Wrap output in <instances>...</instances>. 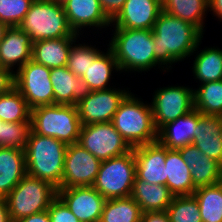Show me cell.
<instances>
[{"label":"cell","instance_id":"6da1fadb","mask_svg":"<svg viewBox=\"0 0 222 222\" xmlns=\"http://www.w3.org/2000/svg\"><path fill=\"white\" fill-rule=\"evenodd\" d=\"M152 31L155 60L160 66L172 65L192 55L199 48L203 37L197 27L163 10Z\"/></svg>","mask_w":222,"mask_h":222},{"label":"cell","instance_id":"7a4b0ae2","mask_svg":"<svg viewBox=\"0 0 222 222\" xmlns=\"http://www.w3.org/2000/svg\"><path fill=\"white\" fill-rule=\"evenodd\" d=\"M67 146L53 137L31 130L25 148L27 174L60 188Z\"/></svg>","mask_w":222,"mask_h":222},{"label":"cell","instance_id":"3957f363","mask_svg":"<svg viewBox=\"0 0 222 222\" xmlns=\"http://www.w3.org/2000/svg\"><path fill=\"white\" fill-rule=\"evenodd\" d=\"M109 48L120 71H147L159 63L155 60L153 31L115 28Z\"/></svg>","mask_w":222,"mask_h":222},{"label":"cell","instance_id":"277c9868","mask_svg":"<svg viewBox=\"0 0 222 222\" xmlns=\"http://www.w3.org/2000/svg\"><path fill=\"white\" fill-rule=\"evenodd\" d=\"M111 122L132 148L158 140L151 105L131 93L121 102Z\"/></svg>","mask_w":222,"mask_h":222},{"label":"cell","instance_id":"5b68a950","mask_svg":"<svg viewBox=\"0 0 222 222\" xmlns=\"http://www.w3.org/2000/svg\"><path fill=\"white\" fill-rule=\"evenodd\" d=\"M32 43L62 37H78L69 26L63 6L52 0H34L18 26Z\"/></svg>","mask_w":222,"mask_h":222},{"label":"cell","instance_id":"8992f818","mask_svg":"<svg viewBox=\"0 0 222 222\" xmlns=\"http://www.w3.org/2000/svg\"><path fill=\"white\" fill-rule=\"evenodd\" d=\"M31 130L67 145L78 142L81 121L76 105H46L31 110Z\"/></svg>","mask_w":222,"mask_h":222},{"label":"cell","instance_id":"52a82bcc","mask_svg":"<svg viewBox=\"0 0 222 222\" xmlns=\"http://www.w3.org/2000/svg\"><path fill=\"white\" fill-rule=\"evenodd\" d=\"M57 190L48 181L26 174L5 197L12 222L47 210L57 197Z\"/></svg>","mask_w":222,"mask_h":222},{"label":"cell","instance_id":"ba28073f","mask_svg":"<svg viewBox=\"0 0 222 222\" xmlns=\"http://www.w3.org/2000/svg\"><path fill=\"white\" fill-rule=\"evenodd\" d=\"M136 176L133 149L118 157L101 161L93 187L106 199L129 197Z\"/></svg>","mask_w":222,"mask_h":222},{"label":"cell","instance_id":"9c48e42d","mask_svg":"<svg viewBox=\"0 0 222 222\" xmlns=\"http://www.w3.org/2000/svg\"><path fill=\"white\" fill-rule=\"evenodd\" d=\"M51 69L29 60L14 71V87L27 101L29 108L54 104V90L50 80Z\"/></svg>","mask_w":222,"mask_h":222},{"label":"cell","instance_id":"30bf717a","mask_svg":"<svg viewBox=\"0 0 222 222\" xmlns=\"http://www.w3.org/2000/svg\"><path fill=\"white\" fill-rule=\"evenodd\" d=\"M77 143L100 161L121 156L133 149L111 121L82 125Z\"/></svg>","mask_w":222,"mask_h":222},{"label":"cell","instance_id":"8fae6325","mask_svg":"<svg viewBox=\"0 0 222 222\" xmlns=\"http://www.w3.org/2000/svg\"><path fill=\"white\" fill-rule=\"evenodd\" d=\"M129 91L116 88L86 91L76 108L82 125L110 122Z\"/></svg>","mask_w":222,"mask_h":222},{"label":"cell","instance_id":"7c38bea8","mask_svg":"<svg viewBox=\"0 0 222 222\" xmlns=\"http://www.w3.org/2000/svg\"><path fill=\"white\" fill-rule=\"evenodd\" d=\"M152 101L154 125L159 130L194 109V89L185 86L159 88Z\"/></svg>","mask_w":222,"mask_h":222},{"label":"cell","instance_id":"4fadbf2b","mask_svg":"<svg viewBox=\"0 0 222 222\" xmlns=\"http://www.w3.org/2000/svg\"><path fill=\"white\" fill-rule=\"evenodd\" d=\"M101 161L78 143L67 146L62 184L58 189L93 186Z\"/></svg>","mask_w":222,"mask_h":222},{"label":"cell","instance_id":"5bb4252c","mask_svg":"<svg viewBox=\"0 0 222 222\" xmlns=\"http://www.w3.org/2000/svg\"><path fill=\"white\" fill-rule=\"evenodd\" d=\"M57 196L80 222H100L106 199L93 186L58 189Z\"/></svg>","mask_w":222,"mask_h":222},{"label":"cell","instance_id":"9a60e30c","mask_svg":"<svg viewBox=\"0 0 222 222\" xmlns=\"http://www.w3.org/2000/svg\"><path fill=\"white\" fill-rule=\"evenodd\" d=\"M136 176L150 184L166 185V147L158 140L133 148Z\"/></svg>","mask_w":222,"mask_h":222},{"label":"cell","instance_id":"2e32d148","mask_svg":"<svg viewBox=\"0 0 222 222\" xmlns=\"http://www.w3.org/2000/svg\"><path fill=\"white\" fill-rule=\"evenodd\" d=\"M161 11V0H126L111 23L114 28L152 30Z\"/></svg>","mask_w":222,"mask_h":222},{"label":"cell","instance_id":"e0dca14e","mask_svg":"<svg viewBox=\"0 0 222 222\" xmlns=\"http://www.w3.org/2000/svg\"><path fill=\"white\" fill-rule=\"evenodd\" d=\"M178 150L191 170V178L195 188L222 182V166L204 155L195 145L189 144Z\"/></svg>","mask_w":222,"mask_h":222},{"label":"cell","instance_id":"ac0fdd59","mask_svg":"<svg viewBox=\"0 0 222 222\" xmlns=\"http://www.w3.org/2000/svg\"><path fill=\"white\" fill-rule=\"evenodd\" d=\"M32 42L29 35L18 26L7 27L0 43V66L13 72L31 60Z\"/></svg>","mask_w":222,"mask_h":222},{"label":"cell","instance_id":"d6986e66","mask_svg":"<svg viewBox=\"0 0 222 222\" xmlns=\"http://www.w3.org/2000/svg\"><path fill=\"white\" fill-rule=\"evenodd\" d=\"M63 8L69 26L78 35L83 27L94 26L99 29L112 24L102 10L99 0H69Z\"/></svg>","mask_w":222,"mask_h":222},{"label":"cell","instance_id":"ffe728a7","mask_svg":"<svg viewBox=\"0 0 222 222\" xmlns=\"http://www.w3.org/2000/svg\"><path fill=\"white\" fill-rule=\"evenodd\" d=\"M192 144L222 166V116L200 112Z\"/></svg>","mask_w":222,"mask_h":222},{"label":"cell","instance_id":"44dd1931","mask_svg":"<svg viewBox=\"0 0 222 222\" xmlns=\"http://www.w3.org/2000/svg\"><path fill=\"white\" fill-rule=\"evenodd\" d=\"M200 112L193 109L177 120L166 123L158 130V141L168 149H180L192 144Z\"/></svg>","mask_w":222,"mask_h":222},{"label":"cell","instance_id":"7402d4cb","mask_svg":"<svg viewBox=\"0 0 222 222\" xmlns=\"http://www.w3.org/2000/svg\"><path fill=\"white\" fill-rule=\"evenodd\" d=\"M26 174L25 150L0 147V197H6Z\"/></svg>","mask_w":222,"mask_h":222},{"label":"cell","instance_id":"603a6c76","mask_svg":"<svg viewBox=\"0 0 222 222\" xmlns=\"http://www.w3.org/2000/svg\"><path fill=\"white\" fill-rule=\"evenodd\" d=\"M166 186L174 196L193 195L191 170L176 149L166 148Z\"/></svg>","mask_w":222,"mask_h":222},{"label":"cell","instance_id":"cb8c5ba5","mask_svg":"<svg viewBox=\"0 0 222 222\" xmlns=\"http://www.w3.org/2000/svg\"><path fill=\"white\" fill-rule=\"evenodd\" d=\"M130 196L140 206L142 213L166 211L174 198L166 185L150 184L137 176Z\"/></svg>","mask_w":222,"mask_h":222},{"label":"cell","instance_id":"d4e9b609","mask_svg":"<svg viewBox=\"0 0 222 222\" xmlns=\"http://www.w3.org/2000/svg\"><path fill=\"white\" fill-rule=\"evenodd\" d=\"M78 37H62L37 41L32 44L31 59L48 68L67 66L71 45Z\"/></svg>","mask_w":222,"mask_h":222},{"label":"cell","instance_id":"484cf974","mask_svg":"<svg viewBox=\"0 0 222 222\" xmlns=\"http://www.w3.org/2000/svg\"><path fill=\"white\" fill-rule=\"evenodd\" d=\"M50 80L54 90V104L76 105L86 92L82 79L75 76L67 66L51 68Z\"/></svg>","mask_w":222,"mask_h":222},{"label":"cell","instance_id":"4316f807","mask_svg":"<svg viewBox=\"0 0 222 222\" xmlns=\"http://www.w3.org/2000/svg\"><path fill=\"white\" fill-rule=\"evenodd\" d=\"M114 69L120 71L114 53L108 47L106 54L102 52L81 77L85 91L109 89L107 84Z\"/></svg>","mask_w":222,"mask_h":222},{"label":"cell","instance_id":"83f0119b","mask_svg":"<svg viewBox=\"0 0 222 222\" xmlns=\"http://www.w3.org/2000/svg\"><path fill=\"white\" fill-rule=\"evenodd\" d=\"M162 10L204 31L208 0H161Z\"/></svg>","mask_w":222,"mask_h":222},{"label":"cell","instance_id":"f1b7e54d","mask_svg":"<svg viewBox=\"0 0 222 222\" xmlns=\"http://www.w3.org/2000/svg\"><path fill=\"white\" fill-rule=\"evenodd\" d=\"M202 222H222V182L196 188Z\"/></svg>","mask_w":222,"mask_h":222},{"label":"cell","instance_id":"f546056e","mask_svg":"<svg viewBox=\"0 0 222 222\" xmlns=\"http://www.w3.org/2000/svg\"><path fill=\"white\" fill-rule=\"evenodd\" d=\"M141 214L140 206L131 196L108 199L100 222H140Z\"/></svg>","mask_w":222,"mask_h":222},{"label":"cell","instance_id":"4dcf8cb0","mask_svg":"<svg viewBox=\"0 0 222 222\" xmlns=\"http://www.w3.org/2000/svg\"><path fill=\"white\" fill-rule=\"evenodd\" d=\"M193 74L201 83L222 80V49L202 50L194 60Z\"/></svg>","mask_w":222,"mask_h":222},{"label":"cell","instance_id":"1f68e13d","mask_svg":"<svg viewBox=\"0 0 222 222\" xmlns=\"http://www.w3.org/2000/svg\"><path fill=\"white\" fill-rule=\"evenodd\" d=\"M194 109L203 115L222 116V80L205 82L194 90Z\"/></svg>","mask_w":222,"mask_h":222},{"label":"cell","instance_id":"d6a6232c","mask_svg":"<svg viewBox=\"0 0 222 222\" xmlns=\"http://www.w3.org/2000/svg\"><path fill=\"white\" fill-rule=\"evenodd\" d=\"M30 117L31 109L15 87L0 95V119L3 122H30Z\"/></svg>","mask_w":222,"mask_h":222},{"label":"cell","instance_id":"836d02e7","mask_svg":"<svg viewBox=\"0 0 222 222\" xmlns=\"http://www.w3.org/2000/svg\"><path fill=\"white\" fill-rule=\"evenodd\" d=\"M166 213L170 222H202L199 203L194 195L174 196Z\"/></svg>","mask_w":222,"mask_h":222},{"label":"cell","instance_id":"e575fe53","mask_svg":"<svg viewBox=\"0 0 222 222\" xmlns=\"http://www.w3.org/2000/svg\"><path fill=\"white\" fill-rule=\"evenodd\" d=\"M71 45L69 54L67 68L78 77H82L86 72L89 66L95 61V59L102 53L100 50L95 49L89 45H76L74 43Z\"/></svg>","mask_w":222,"mask_h":222},{"label":"cell","instance_id":"d590c367","mask_svg":"<svg viewBox=\"0 0 222 222\" xmlns=\"http://www.w3.org/2000/svg\"><path fill=\"white\" fill-rule=\"evenodd\" d=\"M31 122H3L0 131V147L25 150Z\"/></svg>","mask_w":222,"mask_h":222},{"label":"cell","instance_id":"8d00e7d4","mask_svg":"<svg viewBox=\"0 0 222 222\" xmlns=\"http://www.w3.org/2000/svg\"><path fill=\"white\" fill-rule=\"evenodd\" d=\"M34 0H0V21L7 27L19 26Z\"/></svg>","mask_w":222,"mask_h":222},{"label":"cell","instance_id":"74e56055","mask_svg":"<svg viewBox=\"0 0 222 222\" xmlns=\"http://www.w3.org/2000/svg\"><path fill=\"white\" fill-rule=\"evenodd\" d=\"M47 212L51 222H80L58 196L49 205Z\"/></svg>","mask_w":222,"mask_h":222},{"label":"cell","instance_id":"f35d334b","mask_svg":"<svg viewBox=\"0 0 222 222\" xmlns=\"http://www.w3.org/2000/svg\"><path fill=\"white\" fill-rule=\"evenodd\" d=\"M126 0H99L105 15L112 21L123 8Z\"/></svg>","mask_w":222,"mask_h":222},{"label":"cell","instance_id":"ab89813d","mask_svg":"<svg viewBox=\"0 0 222 222\" xmlns=\"http://www.w3.org/2000/svg\"><path fill=\"white\" fill-rule=\"evenodd\" d=\"M14 87V72L0 66V95L8 93Z\"/></svg>","mask_w":222,"mask_h":222},{"label":"cell","instance_id":"60d3db41","mask_svg":"<svg viewBox=\"0 0 222 222\" xmlns=\"http://www.w3.org/2000/svg\"><path fill=\"white\" fill-rule=\"evenodd\" d=\"M140 222H170L166 211L144 212Z\"/></svg>","mask_w":222,"mask_h":222},{"label":"cell","instance_id":"b9f144b4","mask_svg":"<svg viewBox=\"0 0 222 222\" xmlns=\"http://www.w3.org/2000/svg\"><path fill=\"white\" fill-rule=\"evenodd\" d=\"M16 222H51L47 210L24 217Z\"/></svg>","mask_w":222,"mask_h":222},{"label":"cell","instance_id":"7bdbcfd3","mask_svg":"<svg viewBox=\"0 0 222 222\" xmlns=\"http://www.w3.org/2000/svg\"><path fill=\"white\" fill-rule=\"evenodd\" d=\"M0 222H12L5 197H0Z\"/></svg>","mask_w":222,"mask_h":222},{"label":"cell","instance_id":"ee69618b","mask_svg":"<svg viewBox=\"0 0 222 222\" xmlns=\"http://www.w3.org/2000/svg\"><path fill=\"white\" fill-rule=\"evenodd\" d=\"M208 10L213 11L214 16L222 20V0H208Z\"/></svg>","mask_w":222,"mask_h":222},{"label":"cell","instance_id":"f6af8a7d","mask_svg":"<svg viewBox=\"0 0 222 222\" xmlns=\"http://www.w3.org/2000/svg\"><path fill=\"white\" fill-rule=\"evenodd\" d=\"M6 28H7V26L0 21V43L3 39V35H4Z\"/></svg>","mask_w":222,"mask_h":222},{"label":"cell","instance_id":"bcb514c9","mask_svg":"<svg viewBox=\"0 0 222 222\" xmlns=\"http://www.w3.org/2000/svg\"><path fill=\"white\" fill-rule=\"evenodd\" d=\"M55 1L56 3H58L59 5L63 6L64 4H66V2H68L69 0H52Z\"/></svg>","mask_w":222,"mask_h":222},{"label":"cell","instance_id":"7dc6e473","mask_svg":"<svg viewBox=\"0 0 222 222\" xmlns=\"http://www.w3.org/2000/svg\"><path fill=\"white\" fill-rule=\"evenodd\" d=\"M2 123L3 121L0 119V131H1Z\"/></svg>","mask_w":222,"mask_h":222}]
</instances>
